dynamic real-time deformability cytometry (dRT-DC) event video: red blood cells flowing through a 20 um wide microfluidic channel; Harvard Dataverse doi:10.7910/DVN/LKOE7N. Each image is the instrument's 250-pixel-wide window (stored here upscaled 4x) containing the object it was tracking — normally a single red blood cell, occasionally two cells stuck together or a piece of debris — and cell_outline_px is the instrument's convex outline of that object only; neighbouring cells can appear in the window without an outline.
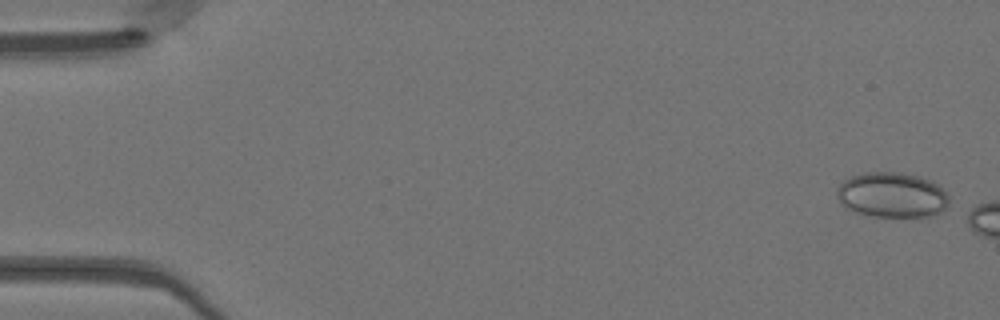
{"species": "Egyptian fruit bat (a non-hibernating species)", "species_latin": "Rousettus aegyptiacus", "temperature_condition": "warm", "stored_images_in_passage": 8, "camera_frame_rate_fps": 3000, "um_per_image_px": 0.085, "animal": {"sex": "female"}, "frame": {"image": 1, "passage_image": 1, "time_ms": 0.0, "image_size_px": [1000, 320], "cell_outline_px": [[948, 204], [940, 212], [928, 216], [872, 216], [856, 212], [844, 208], [840, 204], [836, 196], [836, 188], [844, 180], [852, 176], [864, 172], [900, 172], [920, 176], [936, 184], [948, 196]], "centroid_in_image_um": [75.75, 16.56], "position_along_channel_um": 9.3, "area_um2": 29.48}}